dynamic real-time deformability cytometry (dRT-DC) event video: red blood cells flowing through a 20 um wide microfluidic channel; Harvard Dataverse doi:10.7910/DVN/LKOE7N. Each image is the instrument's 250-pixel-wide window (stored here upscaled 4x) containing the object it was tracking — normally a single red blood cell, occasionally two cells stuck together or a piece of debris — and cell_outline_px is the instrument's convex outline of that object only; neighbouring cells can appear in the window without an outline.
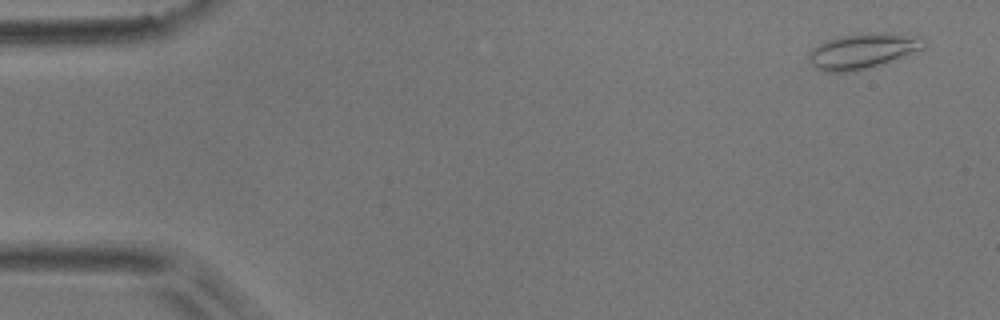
{"species": "common noctule bat (a hibernating species)", "species_latin": "Nyctalus noctula", "temperature_condition": "room temperature", "stored_images_in_passage": 4, "camera_frame_rate_fps": 3000, "um_per_image_px": 0.085, "animal": {"sex": "male", "body_mass_g": 17.9}, "frame": {"image": 1, "passage_image": 1, "time_ms": 0.0, "image_size_px": [1000, 320], "cell_outline_px": [[928, 40], [924, 48], [884, 64], [856, 72], [824, 72], [816, 68], [808, 60], [808, 52], [812, 48], [836, 36], [860, 32], [888, 32], [924, 36]], "centroid_in_image_um": [73.38, 4.31], "position_along_channel_um": 11.6, "area_um2": 24.57}}